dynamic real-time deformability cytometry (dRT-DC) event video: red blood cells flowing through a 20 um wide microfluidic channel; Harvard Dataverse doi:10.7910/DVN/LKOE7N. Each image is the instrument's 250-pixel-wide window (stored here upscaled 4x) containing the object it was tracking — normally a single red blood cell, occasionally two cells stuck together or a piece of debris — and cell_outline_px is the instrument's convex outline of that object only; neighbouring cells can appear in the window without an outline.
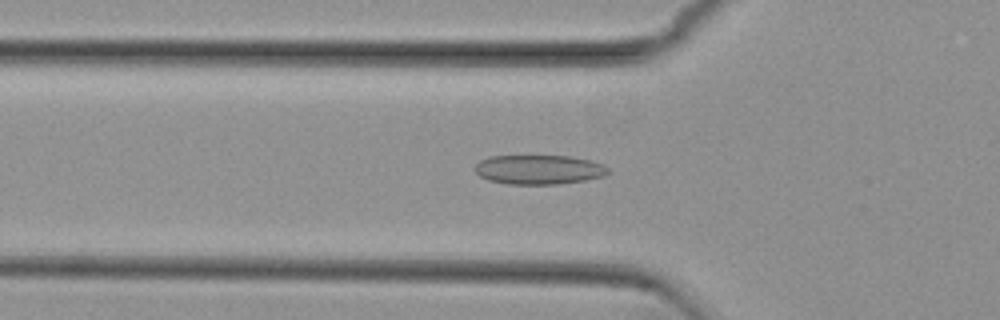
{"species": "common noctule bat (a hibernating species)", "species_latin": "Nyctalus noctula", "temperature_condition": "cold", "stored_images_in_passage": 54, "camera_frame_rate_fps": 3000, "um_per_image_px": 0.085, "animal": {"sex": "female", "body_mass_g": 29.2, "forearm_length_mm": 56.3}, "frame": {"image": 1, "passage_image": 18, "time_ms": 5.667, "image_size_px": [1000, 320], "cell_outline_px": [[608, 172], [604, 176], [584, 180], [556, 184], [508, 184], [488, 180], [480, 176], [472, 168], [480, 160], [488, 156], [568, 156], [588, 160], [604, 164], [608, 168]], "centroid_in_image_um": [45.76, 14.41], "position_along_channel_um": 80.0, "area_um2": 22.77}}
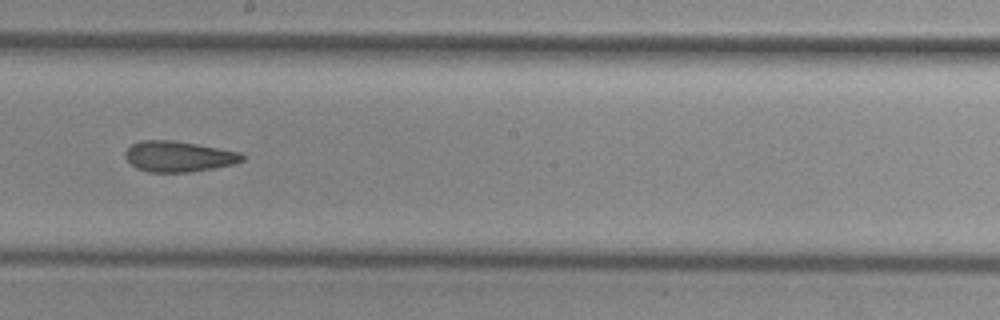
{"frame": {"image": 2, "passage_image": 30, "time_ms": 9.667, "image_size_px": [1000, 320], "cell_outline_px": [[244, 160], [236, 164], [188, 172], [148, 172], [136, 168], [124, 156], [124, 152], [132, 144], [140, 140], [172, 140], [196, 144], [240, 152], [244, 156]], "centroid_in_image_um": [15.17, 13.3], "position_along_channel_um": 233.0, "area_um2": 20.87}}
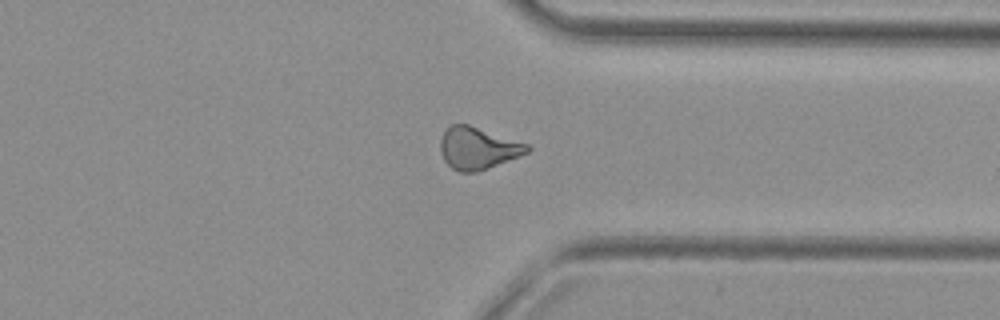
{"frame": {"image": 3, "passage_image": 41, "time_ms": 13.333, "image_size_px": [1000, 320], "cell_outline_px": [[532, 148], [528, 152], [488, 168], [476, 172], [460, 172], [452, 168], [444, 160], [440, 152], [440, 140], [444, 132], [452, 124], [468, 124], [528, 144]], "centroid_in_image_um": [40.6, 12.6], "position_along_channel_um": 370.8, "area_um2": 21.04}, "authors_computed_cell_mechanics": {"area_um2": 21.5883, "velocity_mm_per_s": 3.8121, "shape_relaxation_time_tau1_ms": null, "shape_relaxation_time_tau2_ms": 4.8936, "deformation_change_tau1": null, "deformation_change_tau2": 0.1173}}